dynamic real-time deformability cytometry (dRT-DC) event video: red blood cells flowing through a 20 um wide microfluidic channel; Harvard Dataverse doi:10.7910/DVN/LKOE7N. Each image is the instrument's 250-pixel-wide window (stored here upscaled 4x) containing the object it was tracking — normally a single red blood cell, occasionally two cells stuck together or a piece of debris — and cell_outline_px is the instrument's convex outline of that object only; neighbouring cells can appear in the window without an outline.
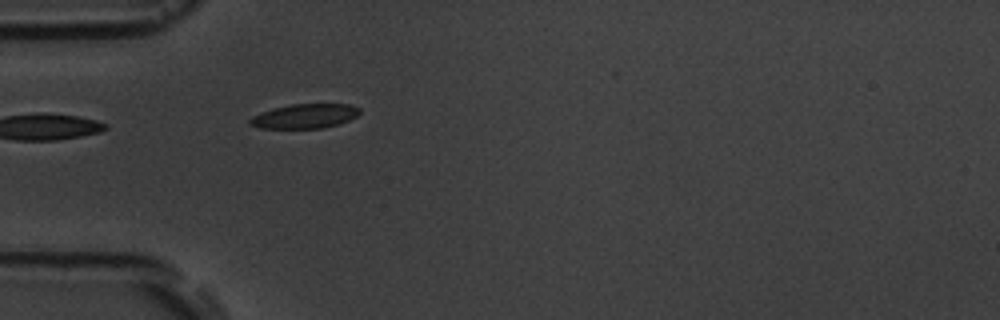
{"species": "common noctule bat (a hibernating species)", "species_latin": "Nyctalus noctula", "temperature_condition": "room temperature", "stored_images_in_passage": 5, "camera_frame_rate_fps": 3000, "um_per_image_px": 0.085, "animal": {"sex": "male", "body_mass_g": 19.5, "forearm_length_mm": 54.6}, "frame": {"image": 1, "passage_image": 5, "time_ms": 4.667, "image_size_px": [1000, 320], "cell_outline_px": [[360, 112], [356, 116], [340, 124], [320, 128], [260, 128], [248, 124], [248, 120], [252, 116], [260, 112], [272, 108], [292, 104], [348, 104], [360, 108]], "centroid_in_image_um": [25.87, 9.87], "position_along_channel_um": 59.1, "area_um2": 15.66}}